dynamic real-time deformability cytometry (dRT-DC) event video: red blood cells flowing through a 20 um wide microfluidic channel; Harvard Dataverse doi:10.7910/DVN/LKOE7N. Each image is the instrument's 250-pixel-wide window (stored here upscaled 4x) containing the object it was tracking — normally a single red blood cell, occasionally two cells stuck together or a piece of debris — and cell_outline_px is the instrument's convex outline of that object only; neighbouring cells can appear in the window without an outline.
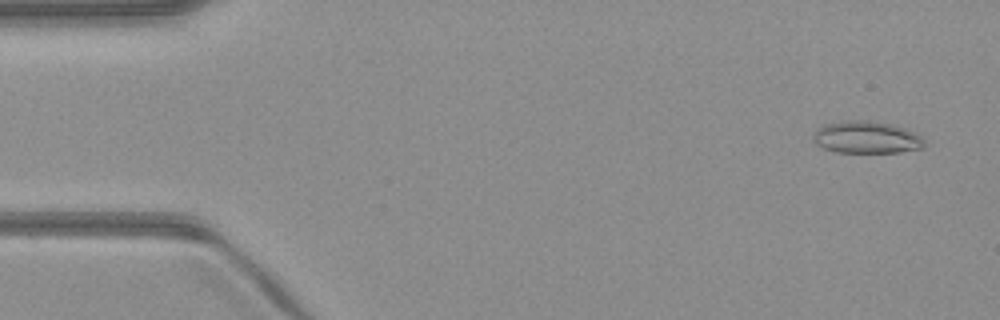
{"species": "common noctule bat (a hibernating species)", "species_latin": "Nyctalus noctula", "temperature_condition": "warm", "stored_images_in_passage": 51, "camera_frame_rate_fps": 3000, "um_per_image_px": 0.085, "animal": {"sex": "male", "body_mass_g": 23.1, "forearm_length_mm": 52.7}, "frame": {"image": 1, "passage_image": 3, "time_ms": 0.667, "image_size_px": [1000, 320], "cell_outline_px": [[924, 148], [900, 152], [836, 152], [824, 148], [816, 144], [812, 140], [812, 136], [816, 128], [824, 124], [840, 120], [872, 120], [892, 124], [916, 132], [924, 136]], "centroid_in_image_um": [73.65, 11.65], "position_along_channel_um": 11.4, "area_um2": 21.33}}
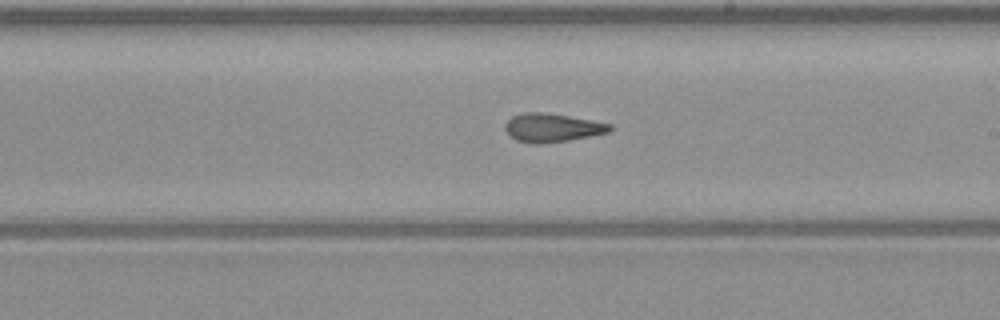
{"frame": {"image": 2, "passage_image": 29, "time_ms": 9.333, "image_size_px": [1000, 320], "cell_outline_px": [[612, 132], [568, 140], [540, 144], [532, 144], [516, 140], [504, 128], [504, 124], [512, 116], [524, 112], [544, 112], [592, 120], [612, 124]], "centroid_in_image_um": [46.95, 10.85], "position_along_channel_um": 242.1, "area_um2": 17.46}}
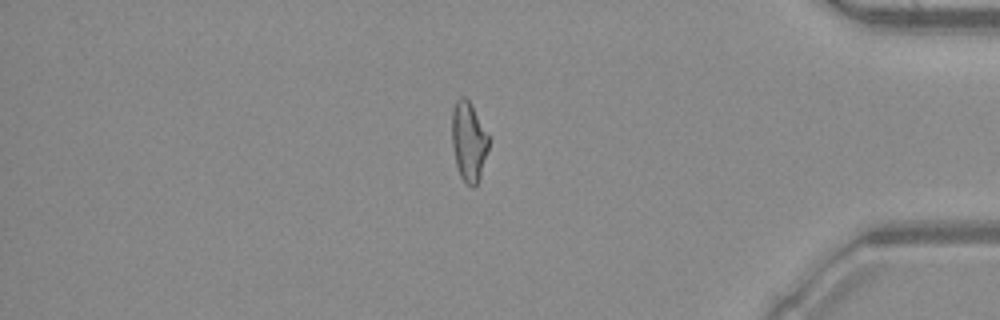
{"frame": {"image": 3, "passage_image": 43, "time_ms": 14.0, "image_size_px": [1000, 320], "cell_outline_px": [[488, 148], [480, 176], [476, 188], [472, 188], [460, 176], [456, 164], [452, 144], [452, 108], [456, 100], [460, 96], [464, 96], [472, 104], [488, 136]], "centroid_in_image_um": [39.82, 12.01], "position_along_channel_um": 395.4, "area_um2": 16.94}, "authors_computed_cell_mechanics": {"area_um2": 17.8024, "velocity_mm_per_s": 4.0417, "shape_relaxation_time_tau1_ms": null, "shape_relaxation_time_tau2_ms": 2.9212, "deformation_change_tau1": null, "deformation_change_tau2": 0.1177}}